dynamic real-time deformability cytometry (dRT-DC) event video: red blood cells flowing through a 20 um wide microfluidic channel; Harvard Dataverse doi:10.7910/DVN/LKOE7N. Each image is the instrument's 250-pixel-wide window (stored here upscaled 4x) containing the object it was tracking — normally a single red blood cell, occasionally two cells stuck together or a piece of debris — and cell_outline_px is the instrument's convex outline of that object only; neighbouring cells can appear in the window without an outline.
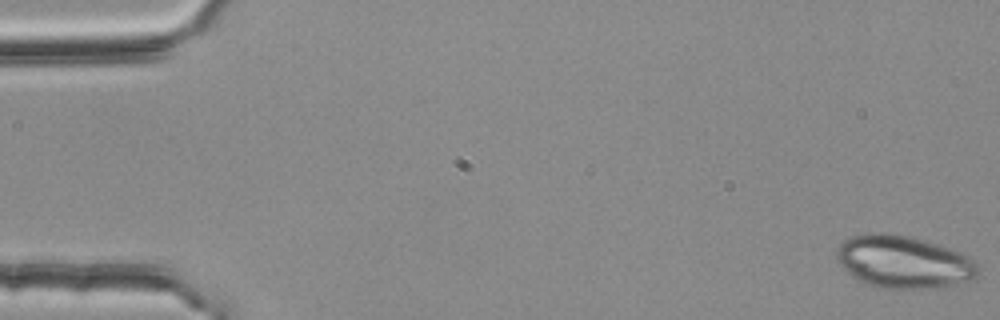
{"species": "common noctule bat (a hibernating species)", "species_latin": "Nyctalus noctula", "temperature_condition": "room temperature", "stored_images_in_passage": 53, "camera_frame_rate_fps": 3000, "um_per_image_px": 0.085, "animal": {"sex": "female", "body_mass_g": 25.1}, "frame": {"image": 1, "passage_image": 1, "time_ms": 0.0, "image_size_px": [1000, 320], "cell_outline_px": [[980, 272], [972, 280], [936, 288], [884, 288], [864, 284], [856, 280], [836, 260], [836, 252], [840, 244], [844, 240], [852, 236], [864, 232], [888, 232], [908, 236], [924, 240], [960, 252], [968, 256], [980, 268]], "centroid_in_image_um": [76.77, 22.25], "position_along_channel_um": 8.2, "area_um2": 43.52}}
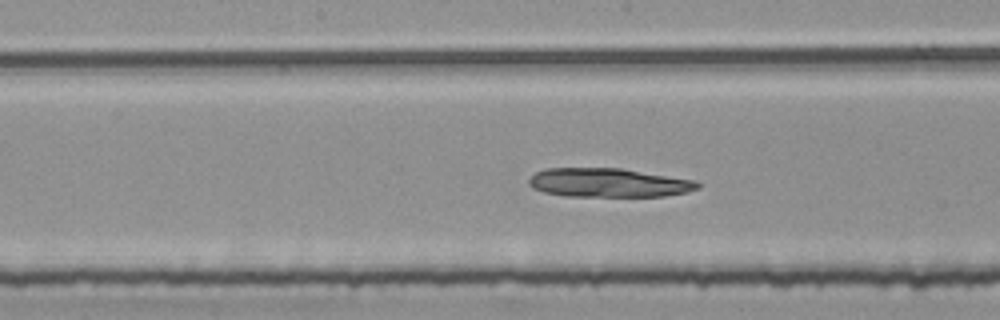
{"frame": {"image": 2, "passage_image": 28, "time_ms": 9.0, "image_size_px": [1000, 320], "cell_outline_px": [[700, 188], [684, 192], [664, 196], [564, 196], [544, 192], [532, 188], [528, 184], [528, 180], [536, 172], [544, 168], [620, 168], [696, 180], [700, 184]], "centroid_in_image_um": [51.7, 15.53], "position_along_channel_um": 196.5, "area_um2": 28.44}}
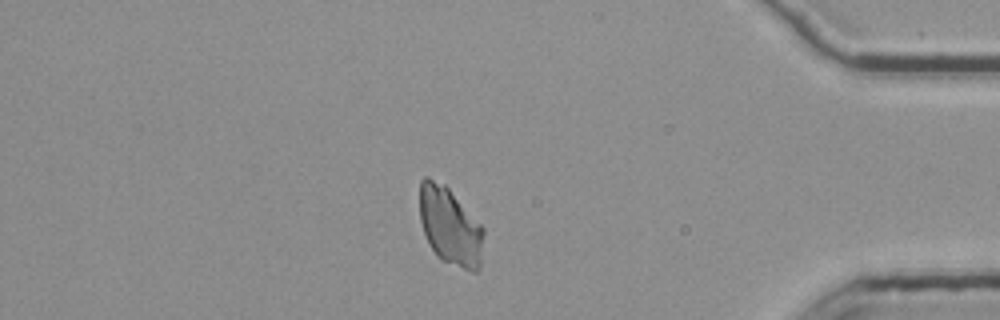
{"frame": {"image": 3, "passage_image": 47, "time_ms": 15.333, "image_size_px": [1000, 320], "cell_outline_px": [[484, 232], [480, 268], [476, 272], [472, 272], [440, 260], [436, 256], [428, 244], [420, 220], [420, 180], [424, 176], [428, 176], [444, 184], [448, 188], [484, 228]], "centroid_in_image_um": [38.25, 19.25], "position_along_channel_um": 397.0, "area_um2": 29.19}}